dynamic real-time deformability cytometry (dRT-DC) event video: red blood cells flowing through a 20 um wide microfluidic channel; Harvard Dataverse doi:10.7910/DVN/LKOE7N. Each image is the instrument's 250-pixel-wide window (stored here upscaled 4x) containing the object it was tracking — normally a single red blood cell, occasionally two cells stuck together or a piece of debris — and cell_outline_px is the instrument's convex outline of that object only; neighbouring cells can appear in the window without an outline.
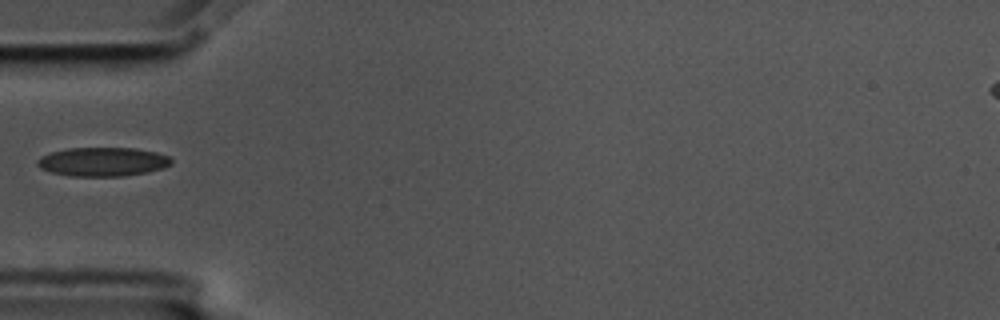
{"species": "common noctule bat (a hibernating species)", "species_latin": "Nyctalus noctula", "temperature_condition": "cold", "stored_images_in_passage": 39, "camera_frame_rate_fps": 3000, "um_per_image_px": 0.085, "animal": {"sex": "male", "body_mass_g": 17.5, "forearm_length_mm": 52.3}, "frame": {"image": 1, "passage_image": 1, "time_ms": 0.0, "image_size_px": [1000, 320], "cell_outline_px": [[172, 164], [164, 168], [148, 172], [124, 176], [68, 176], [52, 172], [40, 168], [36, 164], [36, 160], [40, 156], [52, 152], [68, 148], [136, 148], [156, 152], [168, 156], [172, 160]], "centroid_in_image_um": [8.73, 13.75], "position_along_channel_um": 76.3, "area_um2": 22.72}}
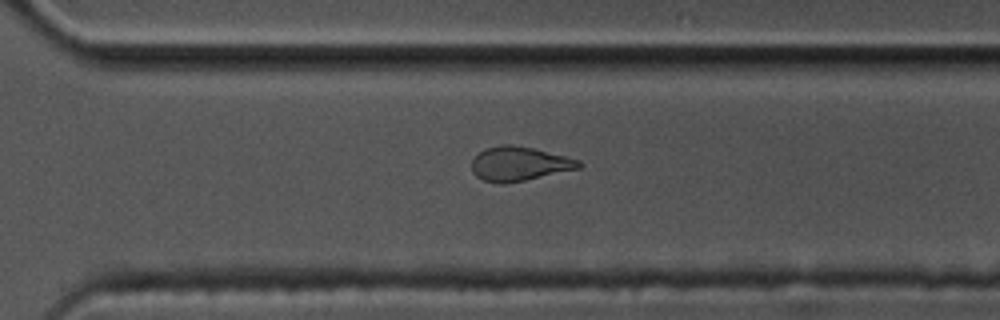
{"frame": {"image": 2, "passage_image": 22, "time_ms": 7.0, "image_size_px": [1000, 320], "cell_outline_px": [[584, 164], [580, 168], [524, 180], [504, 184], [496, 184], [484, 180], [476, 176], [472, 172], [472, 160], [484, 148], [504, 144], [512, 144], [532, 148], [580, 160]], "centroid_in_image_um": [44.12, 13.92], "position_along_channel_um": 326.5, "area_um2": 21.27}}
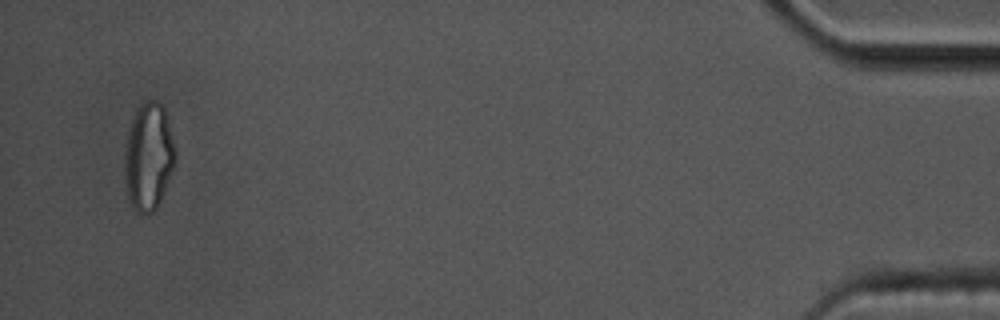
{"frame": {"image": 3, "passage_image": 37, "time_ms": 12.0, "image_size_px": [1000, 320], "cell_outline_px": [[176, 160], [160, 200], [156, 208], [152, 212], [136, 212], [132, 208], [128, 196], [124, 172], [124, 152], [132, 120], [136, 108], [144, 100], [156, 100], [164, 108], [168, 116], [176, 152]], "centroid_in_image_um": [12.63, 13.27], "position_along_channel_um": 422.6, "area_um2": 31.67}}